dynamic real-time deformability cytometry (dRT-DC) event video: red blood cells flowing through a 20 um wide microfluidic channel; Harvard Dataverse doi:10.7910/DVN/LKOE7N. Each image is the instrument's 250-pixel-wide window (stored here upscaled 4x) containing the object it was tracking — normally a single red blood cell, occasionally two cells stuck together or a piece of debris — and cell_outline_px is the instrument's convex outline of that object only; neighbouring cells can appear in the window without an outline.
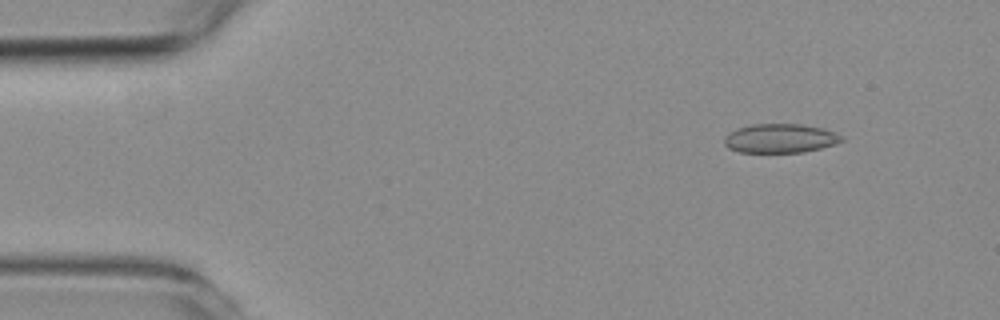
{"species": "common noctule bat (a hibernating species)", "species_latin": "Nyctalus noctula", "temperature_condition": "room temperature", "stored_images_in_passage": 57, "camera_frame_rate_fps": 3000, "um_per_image_px": 0.085, "animal": {"sex": "female", "body_mass_g": 19.3, "forearm_length_mm": 54.1}, "frame": {"image": 1, "passage_image": 5, "time_ms": 1.333, "image_size_px": [1000, 320], "cell_outline_px": [[844, 140], [836, 144], [804, 152], [740, 152], [728, 148], [724, 144], [724, 136], [728, 132], [736, 128], [752, 124], [804, 124], [824, 128], [836, 132], [844, 136]], "centroid_in_image_um": [66.33, 11.75], "position_along_channel_um": 18.7, "area_um2": 20.17}}
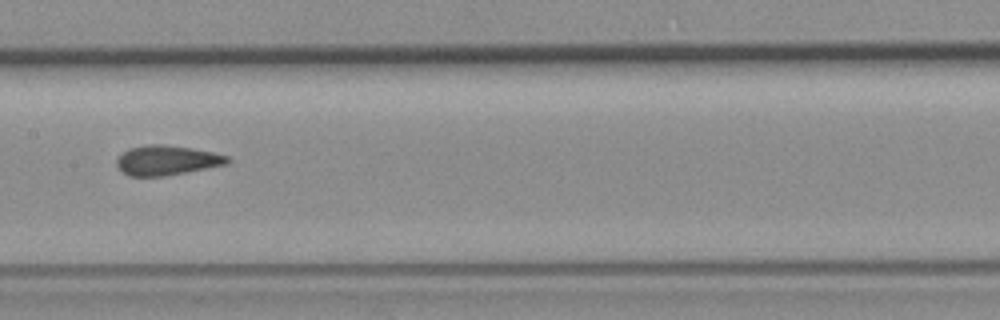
{"frame": {"image": 2, "passage_image": 27, "time_ms": 8.667, "image_size_px": [1000, 320], "cell_outline_px": [[232, 160], [228, 164], [164, 176], [128, 176], [116, 164], [116, 160], [128, 148], [148, 144], [164, 144], [192, 148], [212, 152], [228, 156]], "centroid_in_image_um": [14.2, 13.62], "position_along_channel_um": 193.2, "area_um2": 19.13}}
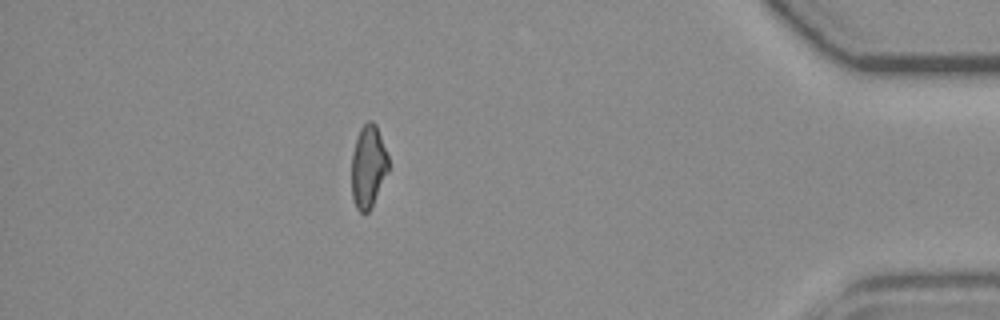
{"frame": {"image": 3, "passage_image": 49, "time_ms": 16.0, "image_size_px": [1000, 320], "cell_outline_px": [[388, 172], [372, 208], [364, 216], [356, 208], [352, 196], [352, 152], [360, 128], [368, 120], [372, 120], [376, 124], [388, 156]], "centroid_in_image_um": [31.3, 14.19], "position_along_channel_um": 403.9, "area_um2": 17.92}}